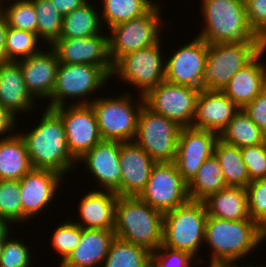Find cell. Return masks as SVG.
I'll return each mask as SVG.
<instances>
[{"label": "cell", "instance_id": "6da1fadb", "mask_svg": "<svg viewBox=\"0 0 266 267\" xmlns=\"http://www.w3.org/2000/svg\"><path fill=\"white\" fill-rule=\"evenodd\" d=\"M264 240L266 231L253 219L229 221L207 216L204 243L212 252L209 265L225 266L243 261Z\"/></svg>", "mask_w": 266, "mask_h": 267}, {"label": "cell", "instance_id": "7a4b0ae2", "mask_svg": "<svg viewBox=\"0 0 266 267\" xmlns=\"http://www.w3.org/2000/svg\"><path fill=\"white\" fill-rule=\"evenodd\" d=\"M45 108L40 122L29 132L20 130L19 134L25 142L33 168L51 169L64 176L79 163L69 152L60 116L53 109Z\"/></svg>", "mask_w": 266, "mask_h": 267}, {"label": "cell", "instance_id": "3957f363", "mask_svg": "<svg viewBox=\"0 0 266 267\" xmlns=\"http://www.w3.org/2000/svg\"><path fill=\"white\" fill-rule=\"evenodd\" d=\"M200 7L205 26L197 36L208 44H266L250 28L242 0H202Z\"/></svg>", "mask_w": 266, "mask_h": 267}, {"label": "cell", "instance_id": "277c9868", "mask_svg": "<svg viewBox=\"0 0 266 267\" xmlns=\"http://www.w3.org/2000/svg\"><path fill=\"white\" fill-rule=\"evenodd\" d=\"M114 232L122 240L155 251L163 241V213L139 196H118Z\"/></svg>", "mask_w": 266, "mask_h": 267}, {"label": "cell", "instance_id": "5b68a950", "mask_svg": "<svg viewBox=\"0 0 266 267\" xmlns=\"http://www.w3.org/2000/svg\"><path fill=\"white\" fill-rule=\"evenodd\" d=\"M207 216L204 202L193 200L163 213L162 245L187 251L199 259L195 263L202 262L198 252L204 244Z\"/></svg>", "mask_w": 266, "mask_h": 267}, {"label": "cell", "instance_id": "8992f818", "mask_svg": "<svg viewBox=\"0 0 266 267\" xmlns=\"http://www.w3.org/2000/svg\"><path fill=\"white\" fill-rule=\"evenodd\" d=\"M132 92H124L116 97H96L91 103L102 140L131 142L137 131L138 116L144 105V98L132 97ZM133 98V99H132ZM136 102V103H135ZM135 103V104H134Z\"/></svg>", "mask_w": 266, "mask_h": 267}, {"label": "cell", "instance_id": "52a82bcc", "mask_svg": "<svg viewBox=\"0 0 266 267\" xmlns=\"http://www.w3.org/2000/svg\"><path fill=\"white\" fill-rule=\"evenodd\" d=\"M112 78L99 66L59 63L56 84L46 107L54 109L69 104H90L100 89ZM67 101V99H71ZM76 100H75V99ZM74 99V100H73ZM78 99V101H77ZM80 100V101H79Z\"/></svg>", "mask_w": 266, "mask_h": 267}, {"label": "cell", "instance_id": "ba28073f", "mask_svg": "<svg viewBox=\"0 0 266 267\" xmlns=\"http://www.w3.org/2000/svg\"><path fill=\"white\" fill-rule=\"evenodd\" d=\"M265 47L266 44H208L206 66L201 77V90L224 91L231 78Z\"/></svg>", "mask_w": 266, "mask_h": 267}, {"label": "cell", "instance_id": "9c48e42d", "mask_svg": "<svg viewBox=\"0 0 266 267\" xmlns=\"http://www.w3.org/2000/svg\"><path fill=\"white\" fill-rule=\"evenodd\" d=\"M159 4L156 3L144 15L117 24L108 30L109 56L113 64L125 54L150 47L161 39L164 22Z\"/></svg>", "mask_w": 266, "mask_h": 267}, {"label": "cell", "instance_id": "30bf717a", "mask_svg": "<svg viewBox=\"0 0 266 267\" xmlns=\"http://www.w3.org/2000/svg\"><path fill=\"white\" fill-rule=\"evenodd\" d=\"M161 40L156 44L122 56L113 68L112 78L138 89L144 96L149 90L165 80L166 60L161 50Z\"/></svg>", "mask_w": 266, "mask_h": 267}, {"label": "cell", "instance_id": "8fae6325", "mask_svg": "<svg viewBox=\"0 0 266 267\" xmlns=\"http://www.w3.org/2000/svg\"><path fill=\"white\" fill-rule=\"evenodd\" d=\"M181 126L174 120L154 113L145 105L140 110L134 138L156 162H174Z\"/></svg>", "mask_w": 266, "mask_h": 267}, {"label": "cell", "instance_id": "7c38bea8", "mask_svg": "<svg viewBox=\"0 0 266 267\" xmlns=\"http://www.w3.org/2000/svg\"><path fill=\"white\" fill-rule=\"evenodd\" d=\"M200 91L164 80L143 96L144 105L181 127H192Z\"/></svg>", "mask_w": 266, "mask_h": 267}, {"label": "cell", "instance_id": "4fadbf2b", "mask_svg": "<svg viewBox=\"0 0 266 267\" xmlns=\"http://www.w3.org/2000/svg\"><path fill=\"white\" fill-rule=\"evenodd\" d=\"M139 197L152 208L165 213L190 200L188 183L174 162L155 163L145 189Z\"/></svg>", "mask_w": 266, "mask_h": 267}, {"label": "cell", "instance_id": "5bb4252c", "mask_svg": "<svg viewBox=\"0 0 266 267\" xmlns=\"http://www.w3.org/2000/svg\"><path fill=\"white\" fill-rule=\"evenodd\" d=\"M53 110L63 122L69 152L77 161L102 141L90 104H66Z\"/></svg>", "mask_w": 266, "mask_h": 267}, {"label": "cell", "instance_id": "9a60e30c", "mask_svg": "<svg viewBox=\"0 0 266 267\" xmlns=\"http://www.w3.org/2000/svg\"><path fill=\"white\" fill-rule=\"evenodd\" d=\"M102 32L83 38H59L51 47L59 63L101 67L111 78L114 64L109 56V36Z\"/></svg>", "mask_w": 266, "mask_h": 267}, {"label": "cell", "instance_id": "2e32d148", "mask_svg": "<svg viewBox=\"0 0 266 267\" xmlns=\"http://www.w3.org/2000/svg\"><path fill=\"white\" fill-rule=\"evenodd\" d=\"M178 49L173 50L166 60L165 80L174 84L201 90V77L206 66L208 43L195 36Z\"/></svg>", "mask_w": 266, "mask_h": 267}, {"label": "cell", "instance_id": "e0dca14e", "mask_svg": "<svg viewBox=\"0 0 266 267\" xmlns=\"http://www.w3.org/2000/svg\"><path fill=\"white\" fill-rule=\"evenodd\" d=\"M63 178L51 169L32 168L19 180L24 222L44 211L52 200L56 201Z\"/></svg>", "mask_w": 266, "mask_h": 267}, {"label": "cell", "instance_id": "ac0fdd59", "mask_svg": "<svg viewBox=\"0 0 266 267\" xmlns=\"http://www.w3.org/2000/svg\"><path fill=\"white\" fill-rule=\"evenodd\" d=\"M218 139L219 135L209 130L181 128L174 163L187 183L197 174L204 161L214 154Z\"/></svg>", "mask_w": 266, "mask_h": 267}, {"label": "cell", "instance_id": "d6986e66", "mask_svg": "<svg viewBox=\"0 0 266 267\" xmlns=\"http://www.w3.org/2000/svg\"><path fill=\"white\" fill-rule=\"evenodd\" d=\"M120 141L102 140L77 162L85 165L98 187L121 196ZM83 163V164H82Z\"/></svg>", "mask_w": 266, "mask_h": 267}, {"label": "cell", "instance_id": "ffe728a7", "mask_svg": "<svg viewBox=\"0 0 266 267\" xmlns=\"http://www.w3.org/2000/svg\"><path fill=\"white\" fill-rule=\"evenodd\" d=\"M45 50L42 48L38 53L18 61L28 92L35 100L41 102V99L50 100L59 66L54 49L50 46Z\"/></svg>", "mask_w": 266, "mask_h": 267}, {"label": "cell", "instance_id": "44dd1931", "mask_svg": "<svg viewBox=\"0 0 266 267\" xmlns=\"http://www.w3.org/2000/svg\"><path fill=\"white\" fill-rule=\"evenodd\" d=\"M121 196H139L155 161L136 142H120Z\"/></svg>", "mask_w": 266, "mask_h": 267}, {"label": "cell", "instance_id": "7402d4cb", "mask_svg": "<svg viewBox=\"0 0 266 267\" xmlns=\"http://www.w3.org/2000/svg\"><path fill=\"white\" fill-rule=\"evenodd\" d=\"M239 109L223 91L202 89L197 99L192 128L220 135Z\"/></svg>", "mask_w": 266, "mask_h": 267}, {"label": "cell", "instance_id": "603a6c76", "mask_svg": "<svg viewBox=\"0 0 266 267\" xmlns=\"http://www.w3.org/2000/svg\"><path fill=\"white\" fill-rule=\"evenodd\" d=\"M36 100L28 92L20 63L3 61L0 63V104L17 118L19 113L35 110Z\"/></svg>", "mask_w": 266, "mask_h": 267}, {"label": "cell", "instance_id": "cb8c5ba5", "mask_svg": "<svg viewBox=\"0 0 266 267\" xmlns=\"http://www.w3.org/2000/svg\"><path fill=\"white\" fill-rule=\"evenodd\" d=\"M115 237L114 229L82 228L78 246L58 266L102 267Z\"/></svg>", "mask_w": 266, "mask_h": 267}, {"label": "cell", "instance_id": "d4e9b609", "mask_svg": "<svg viewBox=\"0 0 266 267\" xmlns=\"http://www.w3.org/2000/svg\"><path fill=\"white\" fill-rule=\"evenodd\" d=\"M265 53L266 47L231 78L223 91L240 109L266 88V65L261 60Z\"/></svg>", "mask_w": 266, "mask_h": 267}, {"label": "cell", "instance_id": "484cf974", "mask_svg": "<svg viewBox=\"0 0 266 267\" xmlns=\"http://www.w3.org/2000/svg\"><path fill=\"white\" fill-rule=\"evenodd\" d=\"M117 197L114 191L91 189L79 201L80 220L75 223L82 228L114 229Z\"/></svg>", "mask_w": 266, "mask_h": 267}, {"label": "cell", "instance_id": "4316f807", "mask_svg": "<svg viewBox=\"0 0 266 267\" xmlns=\"http://www.w3.org/2000/svg\"><path fill=\"white\" fill-rule=\"evenodd\" d=\"M208 216L229 221L251 219L246 188L227 186L203 200Z\"/></svg>", "mask_w": 266, "mask_h": 267}, {"label": "cell", "instance_id": "83f0119b", "mask_svg": "<svg viewBox=\"0 0 266 267\" xmlns=\"http://www.w3.org/2000/svg\"><path fill=\"white\" fill-rule=\"evenodd\" d=\"M32 165L25 142L19 132L0 138V180H20Z\"/></svg>", "mask_w": 266, "mask_h": 267}, {"label": "cell", "instance_id": "f1b7e54d", "mask_svg": "<svg viewBox=\"0 0 266 267\" xmlns=\"http://www.w3.org/2000/svg\"><path fill=\"white\" fill-rule=\"evenodd\" d=\"M97 10V11H96ZM89 0L71 13L63 16L59 38H83L102 33L101 15Z\"/></svg>", "mask_w": 266, "mask_h": 267}, {"label": "cell", "instance_id": "f546056e", "mask_svg": "<svg viewBox=\"0 0 266 267\" xmlns=\"http://www.w3.org/2000/svg\"><path fill=\"white\" fill-rule=\"evenodd\" d=\"M227 187L218 159L213 154L198 169L197 174L188 183L190 200L203 201L209 195Z\"/></svg>", "mask_w": 266, "mask_h": 267}, {"label": "cell", "instance_id": "4dcf8cb0", "mask_svg": "<svg viewBox=\"0 0 266 267\" xmlns=\"http://www.w3.org/2000/svg\"><path fill=\"white\" fill-rule=\"evenodd\" d=\"M219 139L227 144L242 148L264 144L266 135L243 109H239L221 132Z\"/></svg>", "mask_w": 266, "mask_h": 267}, {"label": "cell", "instance_id": "1f68e13d", "mask_svg": "<svg viewBox=\"0 0 266 267\" xmlns=\"http://www.w3.org/2000/svg\"><path fill=\"white\" fill-rule=\"evenodd\" d=\"M214 155L222 168L227 186L246 188L249 185L251 180L242 158L241 148L218 139L215 144Z\"/></svg>", "mask_w": 266, "mask_h": 267}, {"label": "cell", "instance_id": "d6a6232c", "mask_svg": "<svg viewBox=\"0 0 266 267\" xmlns=\"http://www.w3.org/2000/svg\"><path fill=\"white\" fill-rule=\"evenodd\" d=\"M100 2L102 25L108 27L107 29L144 15L157 3L153 0H100Z\"/></svg>", "mask_w": 266, "mask_h": 267}, {"label": "cell", "instance_id": "836d02e7", "mask_svg": "<svg viewBox=\"0 0 266 267\" xmlns=\"http://www.w3.org/2000/svg\"><path fill=\"white\" fill-rule=\"evenodd\" d=\"M151 254L143 246L115 237L102 267H151Z\"/></svg>", "mask_w": 266, "mask_h": 267}, {"label": "cell", "instance_id": "e575fe53", "mask_svg": "<svg viewBox=\"0 0 266 267\" xmlns=\"http://www.w3.org/2000/svg\"><path fill=\"white\" fill-rule=\"evenodd\" d=\"M31 1L37 13V36L51 46L61 34L63 15L58 12L51 0Z\"/></svg>", "mask_w": 266, "mask_h": 267}, {"label": "cell", "instance_id": "d590c367", "mask_svg": "<svg viewBox=\"0 0 266 267\" xmlns=\"http://www.w3.org/2000/svg\"><path fill=\"white\" fill-rule=\"evenodd\" d=\"M36 33L8 27L5 45V61H19L41 50ZM40 47V48H39Z\"/></svg>", "mask_w": 266, "mask_h": 267}, {"label": "cell", "instance_id": "8d00e7d4", "mask_svg": "<svg viewBox=\"0 0 266 267\" xmlns=\"http://www.w3.org/2000/svg\"><path fill=\"white\" fill-rule=\"evenodd\" d=\"M4 2L0 3V11L6 17L9 27L37 34V13L31 0H6ZM6 2H8L7 5Z\"/></svg>", "mask_w": 266, "mask_h": 267}, {"label": "cell", "instance_id": "74e56055", "mask_svg": "<svg viewBox=\"0 0 266 267\" xmlns=\"http://www.w3.org/2000/svg\"><path fill=\"white\" fill-rule=\"evenodd\" d=\"M20 185L18 180H0V217L11 226L23 221V206L20 199Z\"/></svg>", "mask_w": 266, "mask_h": 267}, {"label": "cell", "instance_id": "f35d334b", "mask_svg": "<svg viewBox=\"0 0 266 267\" xmlns=\"http://www.w3.org/2000/svg\"><path fill=\"white\" fill-rule=\"evenodd\" d=\"M81 233L82 227L69 218L55 228L50 242L52 248L61 256L59 257L61 263L78 246Z\"/></svg>", "mask_w": 266, "mask_h": 267}, {"label": "cell", "instance_id": "ab89813d", "mask_svg": "<svg viewBox=\"0 0 266 267\" xmlns=\"http://www.w3.org/2000/svg\"><path fill=\"white\" fill-rule=\"evenodd\" d=\"M31 251L24 241L9 236L3 246L0 267H31Z\"/></svg>", "mask_w": 266, "mask_h": 267}, {"label": "cell", "instance_id": "60d3db41", "mask_svg": "<svg viewBox=\"0 0 266 267\" xmlns=\"http://www.w3.org/2000/svg\"><path fill=\"white\" fill-rule=\"evenodd\" d=\"M246 192L251 219L266 231V179L250 182Z\"/></svg>", "mask_w": 266, "mask_h": 267}, {"label": "cell", "instance_id": "b9f144b4", "mask_svg": "<svg viewBox=\"0 0 266 267\" xmlns=\"http://www.w3.org/2000/svg\"><path fill=\"white\" fill-rule=\"evenodd\" d=\"M195 260L197 258L187 251L170 249L162 244L151 254L152 267H192Z\"/></svg>", "mask_w": 266, "mask_h": 267}, {"label": "cell", "instance_id": "7bdbcfd3", "mask_svg": "<svg viewBox=\"0 0 266 267\" xmlns=\"http://www.w3.org/2000/svg\"><path fill=\"white\" fill-rule=\"evenodd\" d=\"M241 154L251 182L266 179V142L242 147Z\"/></svg>", "mask_w": 266, "mask_h": 267}, {"label": "cell", "instance_id": "ee69618b", "mask_svg": "<svg viewBox=\"0 0 266 267\" xmlns=\"http://www.w3.org/2000/svg\"><path fill=\"white\" fill-rule=\"evenodd\" d=\"M245 8L250 28L266 42V0H248Z\"/></svg>", "mask_w": 266, "mask_h": 267}, {"label": "cell", "instance_id": "f6af8a7d", "mask_svg": "<svg viewBox=\"0 0 266 267\" xmlns=\"http://www.w3.org/2000/svg\"><path fill=\"white\" fill-rule=\"evenodd\" d=\"M243 110L266 135V88L247 104Z\"/></svg>", "mask_w": 266, "mask_h": 267}, {"label": "cell", "instance_id": "bcb514c9", "mask_svg": "<svg viewBox=\"0 0 266 267\" xmlns=\"http://www.w3.org/2000/svg\"><path fill=\"white\" fill-rule=\"evenodd\" d=\"M16 120H19V119L13 116L6 108H4L0 104V137L3 135L1 137L2 139L10 137L13 134H15V132H17L16 130L18 129L16 128L19 125V121H16ZM7 134L8 136H6Z\"/></svg>", "mask_w": 266, "mask_h": 267}, {"label": "cell", "instance_id": "7dc6e473", "mask_svg": "<svg viewBox=\"0 0 266 267\" xmlns=\"http://www.w3.org/2000/svg\"><path fill=\"white\" fill-rule=\"evenodd\" d=\"M87 1L88 0H51L54 7L57 8L58 12L63 16L71 13Z\"/></svg>", "mask_w": 266, "mask_h": 267}, {"label": "cell", "instance_id": "c3c4849f", "mask_svg": "<svg viewBox=\"0 0 266 267\" xmlns=\"http://www.w3.org/2000/svg\"><path fill=\"white\" fill-rule=\"evenodd\" d=\"M8 27L6 17L0 11V63L5 61V45Z\"/></svg>", "mask_w": 266, "mask_h": 267}, {"label": "cell", "instance_id": "681fc988", "mask_svg": "<svg viewBox=\"0 0 266 267\" xmlns=\"http://www.w3.org/2000/svg\"><path fill=\"white\" fill-rule=\"evenodd\" d=\"M10 226L5 219L0 217V238H8L10 236Z\"/></svg>", "mask_w": 266, "mask_h": 267}, {"label": "cell", "instance_id": "f907efd6", "mask_svg": "<svg viewBox=\"0 0 266 267\" xmlns=\"http://www.w3.org/2000/svg\"><path fill=\"white\" fill-rule=\"evenodd\" d=\"M232 267H264L263 265L262 266H260V265H258V266H255V264L254 265H249V266H247V264H246V266H245V263H244V265L242 266V265H239L238 263H236V264H232Z\"/></svg>", "mask_w": 266, "mask_h": 267}, {"label": "cell", "instance_id": "816d5d0a", "mask_svg": "<svg viewBox=\"0 0 266 267\" xmlns=\"http://www.w3.org/2000/svg\"><path fill=\"white\" fill-rule=\"evenodd\" d=\"M7 238H0V257L3 251V246Z\"/></svg>", "mask_w": 266, "mask_h": 267}, {"label": "cell", "instance_id": "f5cc1de1", "mask_svg": "<svg viewBox=\"0 0 266 267\" xmlns=\"http://www.w3.org/2000/svg\"><path fill=\"white\" fill-rule=\"evenodd\" d=\"M208 267H232V264L229 265H209Z\"/></svg>", "mask_w": 266, "mask_h": 267}]
</instances>
